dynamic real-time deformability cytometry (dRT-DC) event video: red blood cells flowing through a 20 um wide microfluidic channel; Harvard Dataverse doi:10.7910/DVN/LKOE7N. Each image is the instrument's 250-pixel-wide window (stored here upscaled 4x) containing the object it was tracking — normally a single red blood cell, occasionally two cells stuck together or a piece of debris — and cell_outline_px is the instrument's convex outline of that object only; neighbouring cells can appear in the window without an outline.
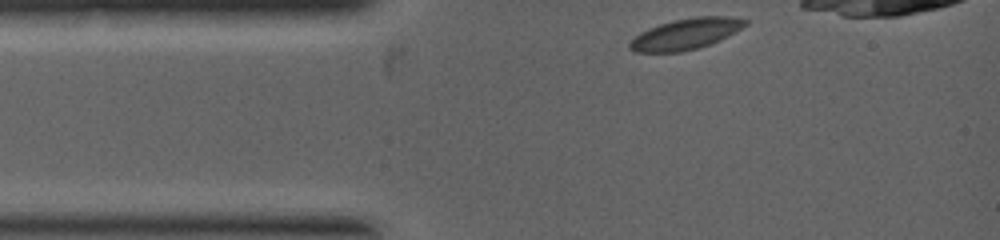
{"species": "common noctule bat (a hibernating species)", "species_latin": "Nyctalus noctula", "temperature_condition": "warm", "stored_images_in_passage": 2, "segment_of_instrument_passage": [2, 2], "camera_frame_rate_fps": 5000, "um_per_image_px": 0.085, "animal": {"sex": "female", "body_mass_g": 19.0, "forearm_length_mm": 53.3}, "frame": {"image": 1, "passage_image": 2, "time_ms": 0.8, "image_size_px": [1000, 240], "cell_outline_px": [[748, 24], [728, 36], [720, 40], [696, 48], [680, 52], [632, 52], [628, 48], [628, 44], [640, 32], [648, 28], [672, 20], [696, 16], [728, 16], [748, 20]], "centroid_in_image_um": [58.28, 2.88], "position_along_channel_um": 26.7, "area_um2": 20.81}}